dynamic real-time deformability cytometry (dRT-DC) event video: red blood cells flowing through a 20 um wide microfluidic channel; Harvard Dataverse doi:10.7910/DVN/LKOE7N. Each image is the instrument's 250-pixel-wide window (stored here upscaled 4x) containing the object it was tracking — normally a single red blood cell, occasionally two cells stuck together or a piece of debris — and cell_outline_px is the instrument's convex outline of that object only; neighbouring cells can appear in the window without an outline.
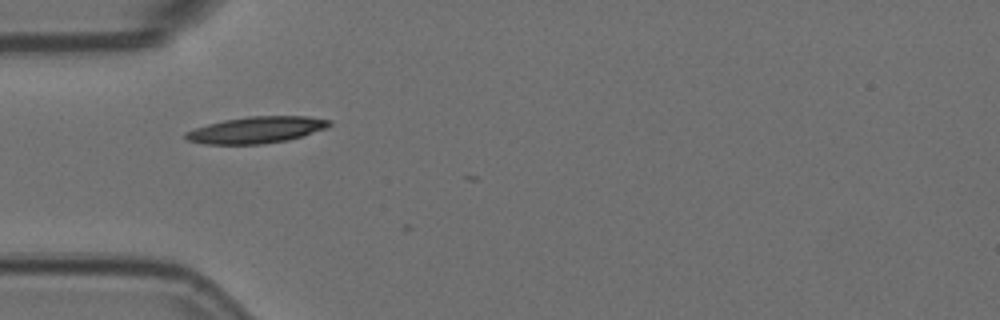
{"species": "Egyptian fruit bat (a non-hibernating species)", "species_latin": "Rousettus aegyptiacus", "temperature_condition": "room temperature", "stored_images_in_passage": 2, "camera_frame_rate_fps": 3000, "um_per_image_px": 0.085, "animal": {"sex": "female"}, "frame": {"image": 1, "passage_image": 1, "time_ms": 0.0, "image_size_px": [1000, 320], "cell_outline_px": [[332, 124], [328, 128], [288, 140], [260, 144], [208, 144], [188, 140], [184, 136], [184, 132], [208, 124], [224, 120], [248, 116], [308, 116], [332, 120]], "centroid_in_image_um": [21.84, 11.03], "position_along_channel_um": 63.2, "area_um2": 22.2}}
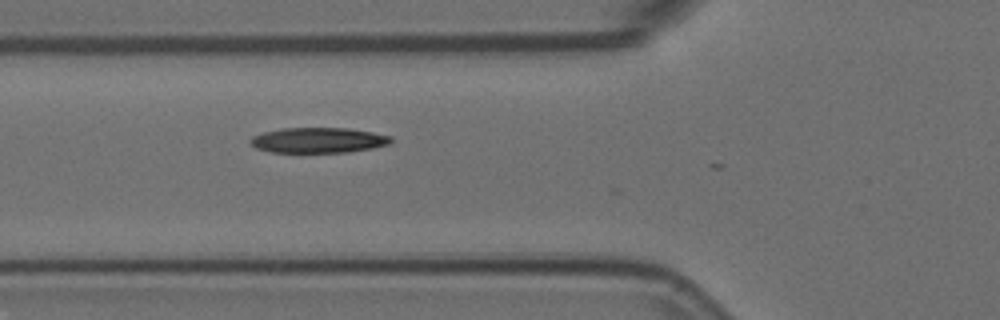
{"frame": {"image": 2, "passage_image": 2, "time_ms": 0.333, "image_size_px": [1000, 320], "cell_outline_px": [[392, 140], [388, 144], [372, 148], [348, 152], [272, 152], [256, 148], [252, 144], [252, 136], [264, 132], [284, 128], [348, 128], [372, 132], [392, 136]], "centroid_in_image_um": [27.09, 11.91], "position_along_channel_um": 98.7, "area_um2": 20.52}}